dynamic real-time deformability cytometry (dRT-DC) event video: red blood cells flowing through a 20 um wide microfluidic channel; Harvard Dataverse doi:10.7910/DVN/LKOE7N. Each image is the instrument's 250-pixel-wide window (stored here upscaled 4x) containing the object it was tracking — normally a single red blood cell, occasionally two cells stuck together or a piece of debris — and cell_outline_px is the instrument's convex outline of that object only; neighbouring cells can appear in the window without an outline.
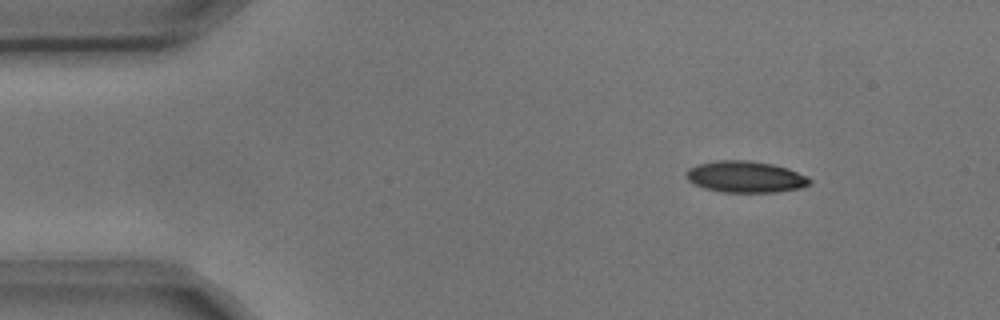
{"species": "common noctule bat (a hibernating species)", "species_latin": "Nyctalus noctula", "temperature_condition": "cold", "stored_images_in_passage": 4, "camera_frame_rate_fps": 3000, "um_per_image_px": 0.085, "animal": {"sex": "male", "body_mass_g": 17.9, "forearm_length_mm": 54.2}, "frame": {"image": 1, "passage_image": 1, "time_ms": 0.0, "image_size_px": [1000, 320], "cell_outline_px": [[812, 184], [804, 188], [776, 192], [720, 192], [704, 188], [688, 180], [684, 172], [688, 168], [696, 164], [716, 160], [752, 160], [772, 164], [788, 168], [808, 176], [812, 180]], "centroid_in_image_um": [63.39, 15.02], "position_along_channel_um": 21.6, "area_um2": 23.06}}
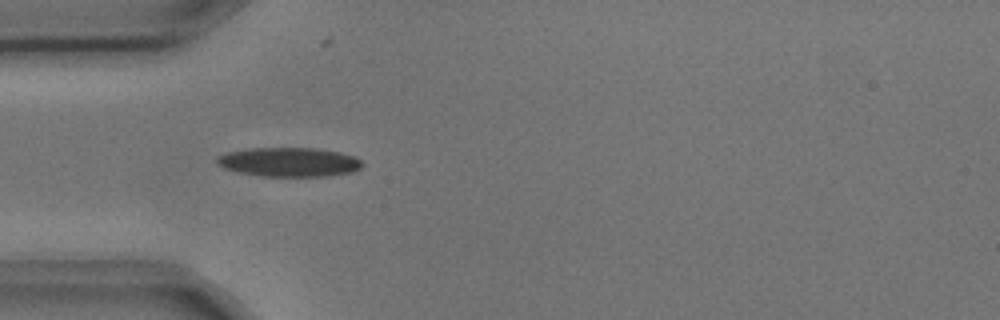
{"frame": {"image": 2, "passage_image": 3, "time_ms": 0.667, "image_size_px": [1000, 320], "cell_outline_px": [[364, 164], [360, 168], [352, 172], [332, 176], [260, 176], [240, 172], [224, 168], [216, 160], [216, 156], [228, 152], [248, 148], [312, 148], [340, 152], [352, 156], [360, 160]], "centroid_in_image_um": [24.58, 13.78], "position_along_channel_um": 60.4, "area_um2": 24.62}}